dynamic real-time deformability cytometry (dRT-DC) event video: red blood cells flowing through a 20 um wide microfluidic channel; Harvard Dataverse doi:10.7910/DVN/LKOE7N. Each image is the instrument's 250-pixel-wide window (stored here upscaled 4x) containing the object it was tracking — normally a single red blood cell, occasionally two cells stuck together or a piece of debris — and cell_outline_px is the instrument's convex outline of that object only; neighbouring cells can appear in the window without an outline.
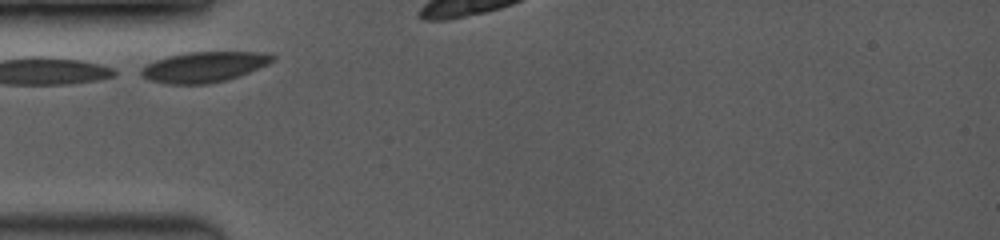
{"species": "common noctule bat (a hibernating species)", "species_latin": "Nyctalus noctula", "temperature_condition": "room temperature", "stored_images_in_passage": 3, "camera_frame_rate_fps": 3500, "um_per_image_px": 0.085, "animal": {"sex": "female", "body_mass_g": 19.0, "forearm_length_mm": 53.3}, "frame": {"image": 1, "passage_image": 1, "time_ms": 0.0, "image_size_px": [1000, 240], "cell_outline_px": [[276, 60], [268, 64], [240, 76], [208, 84], [168, 84], [152, 80], [140, 76], [140, 68], [156, 60], [168, 56], [188, 52], [272, 52], [276, 56]], "centroid_in_image_um": [17.4, 5.68], "position_along_channel_um": 67.6, "area_um2": 23.41}}